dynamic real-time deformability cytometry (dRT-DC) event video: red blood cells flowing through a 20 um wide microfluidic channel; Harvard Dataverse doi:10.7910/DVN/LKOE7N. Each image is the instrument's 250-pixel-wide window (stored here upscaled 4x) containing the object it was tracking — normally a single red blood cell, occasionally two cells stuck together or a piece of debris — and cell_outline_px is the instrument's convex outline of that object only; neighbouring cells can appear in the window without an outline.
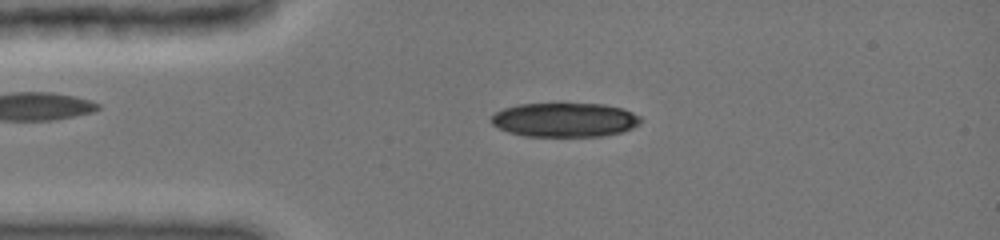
{"species": "common noctule bat (a hibernating species)", "species_latin": "Nyctalus noctula", "temperature_condition": "cold", "stored_images_in_passage": 45, "camera_frame_rate_fps": 3000, "um_per_image_px": 0.085, "animal": {"sex": "female", "body_mass_g": 19.0, "forearm_length_mm": 51.5}, "frame": {"image": 1, "passage_image": 9, "time_ms": 2.667, "image_size_px": [1000, 240], "cell_outline_px": [[640, 124], [624, 132], [604, 136], [524, 136], [508, 132], [492, 124], [488, 120], [496, 112], [504, 108], [516, 104], [604, 104], [624, 108], [640, 116]], "centroid_in_image_um": [48.01, 10.19], "position_along_channel_um": 37.0, "area_um2": 29.94}}